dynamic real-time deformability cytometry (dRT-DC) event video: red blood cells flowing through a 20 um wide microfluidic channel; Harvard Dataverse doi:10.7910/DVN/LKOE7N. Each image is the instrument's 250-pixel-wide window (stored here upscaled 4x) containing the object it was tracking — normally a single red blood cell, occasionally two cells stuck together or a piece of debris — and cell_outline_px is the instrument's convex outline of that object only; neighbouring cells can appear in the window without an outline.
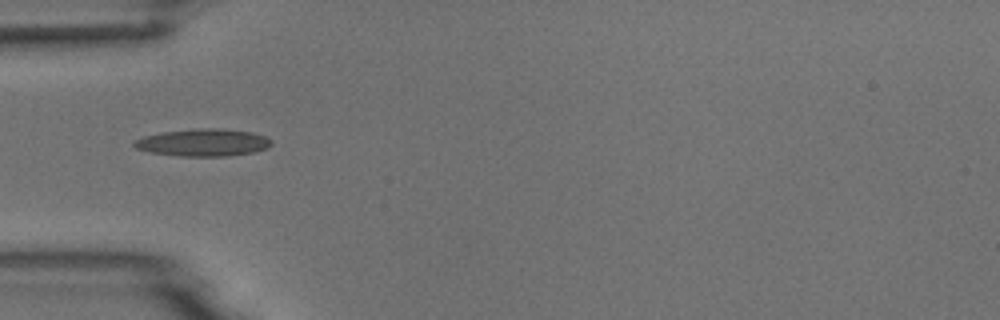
{"species": "common noctule bat (a hibernating species)", "species_latin": "Nyctalus noctula", "temperature_condition": "room temperature", "stored_images_in_passage": 8, "camera_frame_rate_fps": 3000, "um_per_image_px": 0.085, "animal": {"sex": "male", "body_mass_g": 18.8}, "frame": {"image": 1, "passage_image": 5, "time_ms": 4.667, "image_size_px": [1000, 320], "cell_outline_px": [[272, 144], [268, 148], [252, 152], [228, 156], [180, 156], [152, 152], [136, 148], [132, 144], [132, 140], [144, 136], [164, 132], [196, 128], [220, 128], [252, 132], [264, 136], [272, 140]], "centroid_in_image_um": [17.27, 12.11], "position_along_channel_um": 67.7, "area_um2": 21.85}}